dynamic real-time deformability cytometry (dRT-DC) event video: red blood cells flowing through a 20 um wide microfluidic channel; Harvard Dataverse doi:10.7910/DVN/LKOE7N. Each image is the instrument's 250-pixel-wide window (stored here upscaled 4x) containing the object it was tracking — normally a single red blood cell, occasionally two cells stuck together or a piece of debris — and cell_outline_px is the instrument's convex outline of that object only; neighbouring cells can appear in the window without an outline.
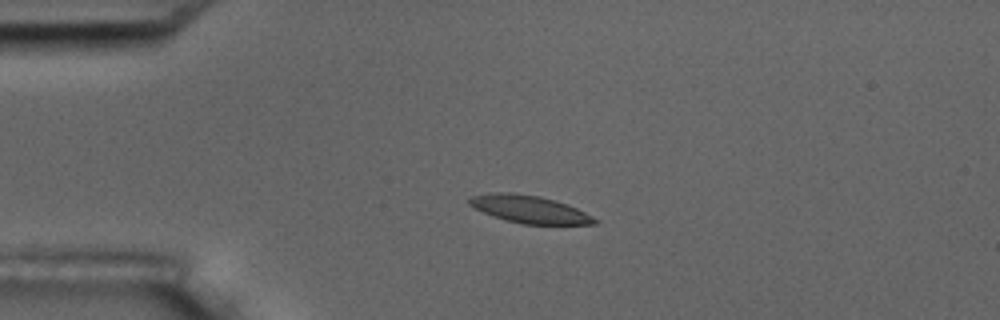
{"species": "common noctule bat (a hibernating species)", "species_latin": "Nyctalus noctula", "temperature_condition": "room temperature", "stored_images_in_passage": 4, "camera_frame_rate_fps": 3000, "um_per_image_px": 0.085, "animal": {"sex": "male", "body_mass_g": 17.5, "forearm_length_mm": 52.3}, "frame": {"image": 1, "passage_image": 3, "time_ms": 3.333, "image_size_px": [1000, 320], "cell_outline_px": [[600, 220], [596, 224], [524, 224], [504, 220], [484, 212], [468, 204], [468, 196], [488, 192], [512, 192], [540, 196], [556, 200], [568, 204]], "centroid_in_image_um": [44.98, 17.77], "position_along_channel_um": 40.0, "area_um2": 20.29}}